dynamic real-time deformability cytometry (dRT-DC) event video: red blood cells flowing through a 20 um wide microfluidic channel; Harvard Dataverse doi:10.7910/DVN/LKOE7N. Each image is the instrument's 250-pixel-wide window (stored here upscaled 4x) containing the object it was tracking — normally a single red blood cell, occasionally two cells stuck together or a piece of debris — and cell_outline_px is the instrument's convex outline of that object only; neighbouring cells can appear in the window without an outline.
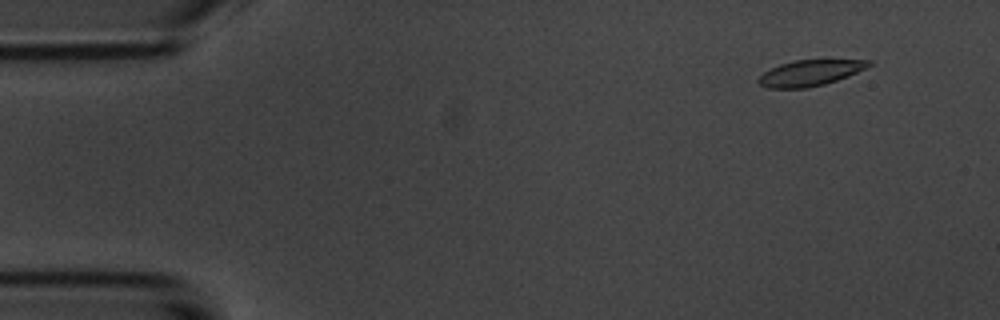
{"species": "common noctule bat (a hibernating species)", "species_latin": "Nyctalus noctula", "temperature_condition": "room temperature", "stored_images_in_passage": 5, "camera_frame_rate_fps": 3000, "um_per_image_px": 0.085, "animal": {"sex": "male", "body_mass_g": 20.1, "forearm_length_mm": 53.5}, "frame": {"image": 1, "passage_image": 2, "time_ms": 1.0, "image_size_px": [1000, 320], "cell_outline_px": [[872, 64], [848, 76], [824, 84], [808, 88], [768, 88], [760, 84], [756, 80], [764, 72], [780, 64], [796, 60], [828, 56], [872, 60]], "centroid_in_image_um": [68.95, 6.13], "position_along_channel_um": 16.1, "area_um2": 17.46}}
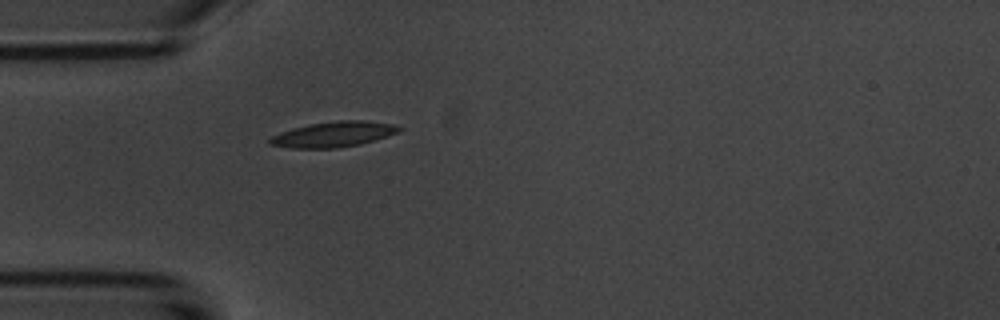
{"frame": {"image": 2, "passage_image": 5, "time_ms": 4.667, "image_size_px": [1000, 320], "cell_outline_px": [[404, 128], [400, 132], [360, 144], [336, 148], [292, 148], [268, 144], [268, 140], [272, 136], [280, 132], [292, 128], [308, 124], [340, 120], [364, 120], [392, 124]], "centroid_in_image_um": [28.34, 11.41], "position_along_channel_um": 56.7, "area_um2": 19.13}}